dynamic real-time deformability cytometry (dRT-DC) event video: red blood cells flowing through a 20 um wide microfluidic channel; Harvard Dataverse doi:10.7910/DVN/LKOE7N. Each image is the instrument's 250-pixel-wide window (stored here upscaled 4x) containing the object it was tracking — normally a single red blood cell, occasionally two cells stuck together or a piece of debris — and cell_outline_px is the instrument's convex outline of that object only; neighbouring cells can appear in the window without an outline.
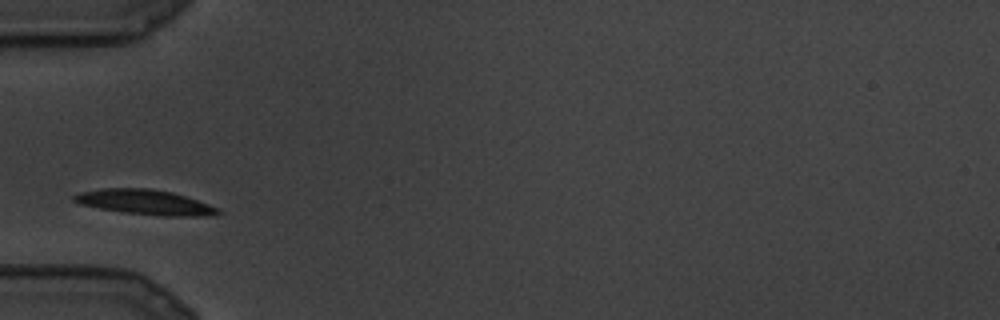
{"species": "common noctule bat (a hibernating species)", "species_latin": "Nyctalus noctula", "temperature_condition": "cold", "stored_images_in_passage": 2, "camera_frame_rate_fps": 3000, "um_per_image_px": 0.085, "animal": {"sex": "male", "body_mass_g": 19.5, "forearm_length_mm": 54.6}, "frame": {"image": 1, "passage_image": 1, "time_ms": 0.0, "image_size_px": [1000, 320], "cell_outline_px": [[224, 212], [212, 216], [164, 216], [124, 212], [100, 208], [80, 204], [72, 200], [72, 196], [80, 192], [104, 188], [148, 188], [172, 192], [220, 208]], "centroid_in_image_um": [12.36, 17.19], "position_along_channel_um": 72.6, "area_um2": 20.87}}